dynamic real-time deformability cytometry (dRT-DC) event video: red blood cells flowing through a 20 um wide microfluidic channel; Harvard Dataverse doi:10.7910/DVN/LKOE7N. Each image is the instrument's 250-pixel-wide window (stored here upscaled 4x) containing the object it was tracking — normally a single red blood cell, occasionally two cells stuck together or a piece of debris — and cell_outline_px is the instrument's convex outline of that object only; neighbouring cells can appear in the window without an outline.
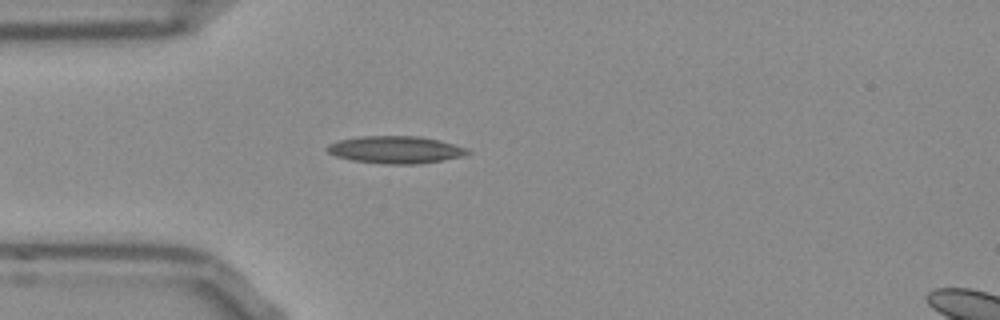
{"species": "Egyptian fruit bat (a non-hibernating species)", "species_latin": "Rousettus aegyptiacus", "temperature_condition": "room temperature", "stored_images_in_passage": 39, "camera_frame_rate_fps": 3000, "um_per_image_px": 0.085, "frame": {"image": 1, "passage_image": 1, "time_ms": 0.0, "image_size_px": [1000, 320], "cell_outline_px": [[472, 152], [464, 156], [444, 160], [420, 164], [384, 164], [352, 160], [336, 156], [328, 152], [324, 148], [328, 144], [336, 140], [360, 136], [420, 136], [440, 140], [468, 148]], "centroid_in_image_um": [33.63, 12.72], "position_along_channel_um": 51.4, "area_um2": 22.72}}
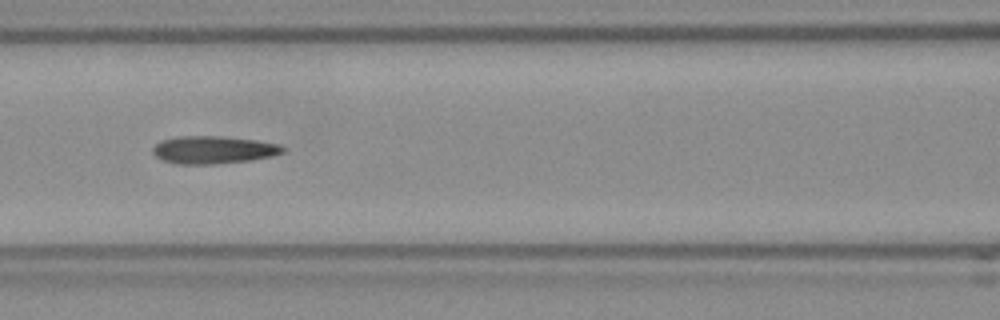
{"frame": {"image": 2, "passage_image": 9, "time_ms": 2.667, "image_size_px": [1000, 320], "cell_outline_px": [[284, 152], [272, 156], [248, 160], [216, 164], [176, 164], [164, 160], [156, 156], [152, 152], [152, 148], [160, 140], [176, 136], [220, 136], [256, 140], [280, 144], [284, 148]], "centroid_in_image_um": [18.11, 12.73], "position_along_channel_um": 148.5, "area_um2": 20.98}}
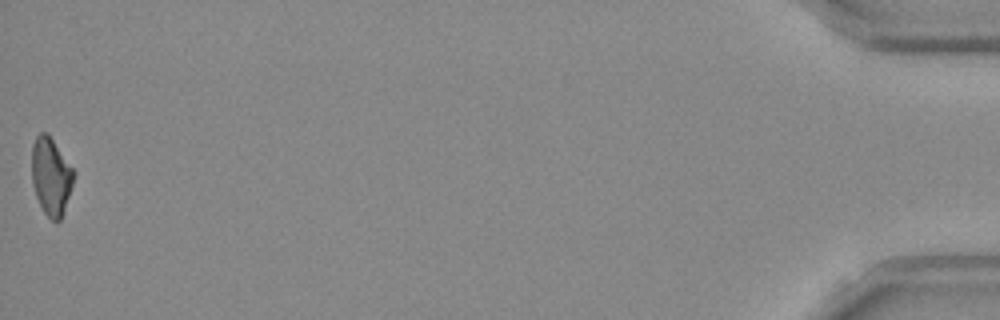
{"frame": {"image": 3, "passage_image": 39, "time_ms": 12.667, "image_size_px": [1000, 320], "cell_outline_px": [[76, 172], [60, 220], [56, 224], [44, 212], [36, 196], [32, 184], [32, 144], [36, 136], [40, 132], [48, 132]], "centroid_in_image_um": [4.33, 14.94], "position_along_channel_um": 430.9, "area_um2": 18.96}, "authors_computed_cell_mechanics": {"area_um2": 20.519, "velocity_mm_per_s": 3.8702, "shape_relaxation_time_tau1_ms": null, "shape_relaxation_time_tau2_ms": 4.8779, "deformation_change_tau1": null, "deformation_change_tau2": 0.164}}